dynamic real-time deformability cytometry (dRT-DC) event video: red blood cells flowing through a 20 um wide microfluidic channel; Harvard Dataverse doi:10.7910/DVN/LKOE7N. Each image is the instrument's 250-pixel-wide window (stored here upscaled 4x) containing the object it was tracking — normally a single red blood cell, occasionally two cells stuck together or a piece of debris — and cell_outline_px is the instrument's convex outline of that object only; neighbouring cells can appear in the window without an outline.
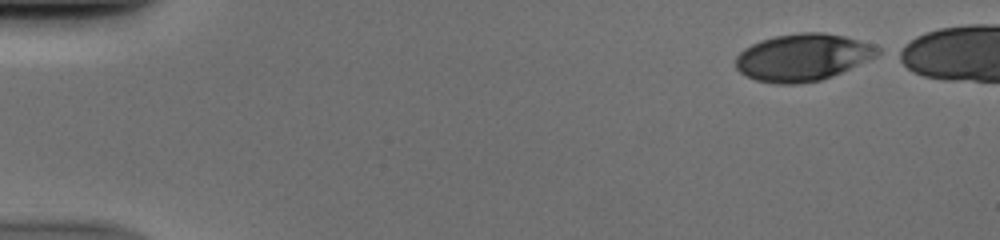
{"species": "human", "species_latin": "Homo sapiens", "temperature_condition": "cold", "stored_images_in_passage": 44, "camera_frame_rate_fps": 3000, "um_per_image_px": 0.085, "donor": {"sex": "male"}, "frame": {"image": 1, "passage_image": 1, "time_ms": 0.0, "image_size_px": [1000, 240], "cell_outline_px": [[884, 52], [876, 56], [832, 76], [820, 80], [796, 84], [776, 84], [756, 80], [740, 72], [736, 68], [736, 56], [744, 48], [760, 40], [776, 36], [800, 32], [824, 32], [844, 36], [860, 40], [872, 44], [880, 48]], "centroid_in_image_um": [68.24, 4.86], "position_along_channel_um": 16.8, "area_um2": 38.9}}
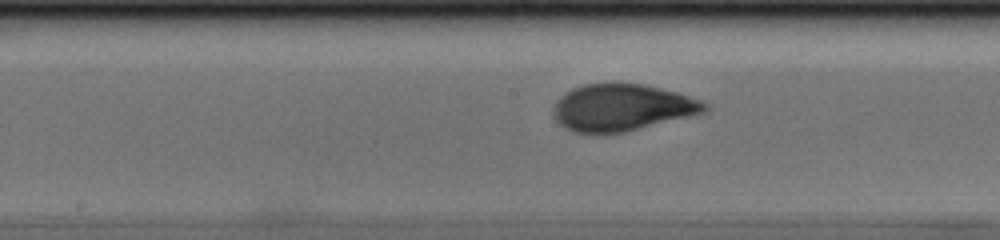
{"frame": {"image": 2, "passage_image": 24, "time_ms": 7.667, "image_size_px": [1000, 240], "cell_outline_px": [[708, 112], [624, 132], [596, 136], [576, 132], [564, 128], [556, 120], [552, 112], [556, 100], [564, 92], [572, 88], [584, 84], [612, 80], [616, 80], [644, 84], [676, 92], [700, 100], [708, 104]], "centroid_in_image_um": [52.82, 9.13], "position_along_channel_um": 195.4, "area_um2": 42.66}}
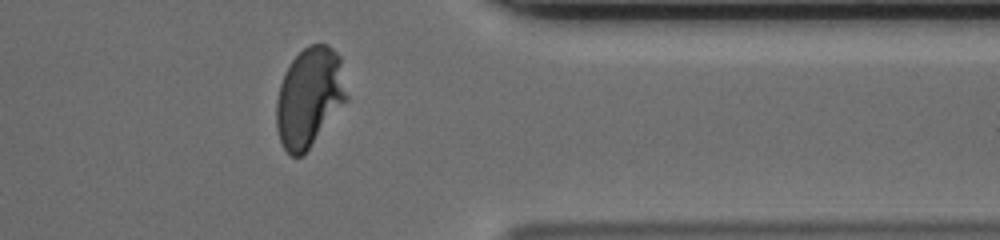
{"frame": {"image": 3, "passage_image": 39, "time_ms": 12.667, "image_size_px": [1000, 240], "cell_outline_px": [[348, 100], [304, 156], [292, 156], [284, 148], [280, 140], [276, 128], [276, 100], [280, 84], [292, 60], [308, 44], [328, 44], [340, 56], [348, 96]], "centroid_in_image_um": [26.32, 8.29], "position_along_channel_um": 385.1, "area_um2": 41.04}}